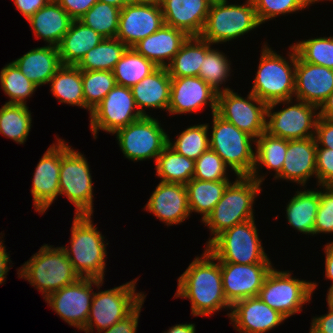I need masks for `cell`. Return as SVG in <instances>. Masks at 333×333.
Here are the masks:
<instances>
[{"label":"cell","instance_id":"obj_1","mask_svg":"<svg viewBox=\"0 0 333 333\" xmlns=\"http://www.w3.org/2000/svg\"><path fill=\"white\" fill-rule=\"evenodd\" d=\"M174 297L188 298L193 316H211L223 308L231 311L223 291L220 262L207 248L179 276Z\"/></svg>","mask_w":333,"mask_h":333},{"label":"cell","instance_id":"obj_2","mask_svg":"<svg viewBox=\"0 0 333 333\" xmlns=\"http://www.w3.org/2000/svg\"><path fill=\"white\" fill-rule=\"evenodd\" d=\"M92 215H75L70 248L62 247L80 278L104 281L107 256L104 238L93 224Z\"/></svg>","mask_w":333,"mask_h":333},{"label":"cell","instance_id":"obj_3","mask_svg":"<svg viewBox=\"0 0 333 333\" xmlns=\"http://www.w3.org/2000/svg\"><path fill=\"white\" fill-rule=\"evenodd\" d=\"M261 184L251 176H237L235 181L229 183L214 209L201 221L208 226L213 236L206 245L224 230L255 219L253 203L262 192Z\"/></svg>","mask_w":333,"mask_h":333},{"label":"cell","instance_id":"obj_4","mask_svg":"<svg viewBox=\"0 0 333 333\" xmlns=\"http://www.w3.org/2000/svg\"><path fill=\"white\" fill-rule=\"evenodd\" d=\"M290 61L264 43L251 93L267 105L291 100L295 93L296 49L290 46ZM290 62V63H289Z\"/></svg>","mask_w":333,"mask_h":333},{"label":"cell","instance_id":"obj_5","mask_svg":"<svg viewBox=\"0 0 333 333\" xmlns=\"http://www.w3.org/2000/svg\"><path fill=\"white\" fill-rule=\"evenodd\" d=\"M21 267L18 277L28 280L42 293L43 298L80 278L62 247L54 248L48 244L40 247Z\"/></svg>","mask_w":333,"mask_h":333},{"label":"cell","instance_id":"obj_6","mask_svg":"<svg viewBox=\"0 0 333 333\" xmlns=\"http://www.w3.org/2000/svg\"><path fill=\"white\" fill-rule=\"evenodd\" d=\"M206 248L219 262L271 263L262 247L254 219L224 230Z\"/></svg>","mask_w":333,"mask_h":333},{"label":"cell","instance_id":"obj_7","mask_svg":"<svg viewBox=\"0 0 333 333\" xmlns=\"http://www.w3.org/2000/svg\"><path fill=\"white\" fill-rule=\"evenodd\" d=\"M211 2L200 37L211 44L229 42L260 26L252 0L242 5Z\"/></svg>","mask_w":333,"mask_h":333},{"label":"cell","instance_id":"obj_8","mask_svg":"<svg viewBox=\"0 0 333 333\" xmlns=\"http://www.w3.org/2000/svg\"><path fill=\"white\" fill-rule=\"evenodd\" d=\"M210 149L215 151L224 163L234 171L235 176H251L255 162L252 142L255 140L217 113L212 114Z\"/></svg>","mask_w":333,"mask_h":333},{"label":"cell","instance_id":"obj_9","mask_svg":"<svg viewBox=\"0 0 333 333\" xmlns=\"http://www.w3.org/2000/svg\"><path fill=\"white\" fill-rule=\"evenodd\" d=\"M85 156L61 139L59 195L75 206V215L93 216V181Z\"/></svg>","mask_w":333,"mask_h":333},{"label":"cell","instance_id":"obj_10","mask_svg":"<svg viewBox=\"0 0 333 333\" xmlns=\"http://www.w3.org/2000/svg\"><path fill=\"white\" fill-rule=\"evenodd\" d=\"M289 271H278L274 267L267 274L258 297L270 308L286 319L302 311L309 303L317 284L293 278Z\"/></svg>","mask_w":333,"mask_h":333},{"label":"cell","instance_id":"obj_11","mask_svg":"<svg viewBox=\"0 0 333 333\" xmlns=\"http://www.w3.org/2000/svg\"><path fill=\"white\" fill-rule=\"evenodd\" d=\"M137 280L95 292L87 324L82 331L93 332L96 326L97 332H101L128 316L146 297L142 292L135 293Z\"/></svg>","mask_w":333,"mask_h":333},{"label":"cell","instance_id":"obj_12","mask_svg":"<svg viewBox=\"0 0 333 333\" xmlns=\"http://www.w3.org/2000/svg\"><path fill=\"white\" fill-rule=\"evenodd\" d=\"M292 100L277 101L267 105L266 117L269 119L266 118V132L286 140L314 137L319 119V112H316L318 107L300 100L291 105ZM280 103L289 104L287 108L273 112Z\"/></svg>","mask_w":333,"mask_h":333},{"label":"cell","instance_id":"obj_13","mask_svg":"<svg viewBox=\"0 0 333 333\" xmlns=\"http://www.w3.org/2000/svg\"><path fill=\"white\" fill-rule=\"evenodd\" d=\"M116 134L119 147L124 156L132 161L156 159L168 145V134L159 121L150 115L119 129Z\"/></svg>","mask_w":333,"mask_h":333},{"label":"cell","instance_id":"obj_14","mask_svg":"<svg viewBox=\"0 0 333 333\" xmlns=\"http://www.w3.org/2000/svg\"><path fill=\"white\" fill-rule=\"evenodd\" d=\"M139 112L131 89L116 85L90 114V129L94 139L99 130L112 135L128 124L140 119Z\"/></svg>","mask_w":333,"mask_h":333},{"label":"cell","instance_id":"obj_15","mask_svg":"<svg viewBox=\"0 0 333 333\" xmlns=\"http://www.w3.org/2000/svg\"><path fill=\"white\" fill-rule=\"evenodd\" d=\"M234 90L218 93L217 114L254 139L266 132L267 104L253 93L243 98Z\"/></svg>","mask_w":333,"mask_h":333},{"label":"cell","instance_id":"obj_16","mask_svg":"<svg viewBox=\"0 0 333 333\" xmlns=\"http://www.w3.org/2000/svg\"><path fill=\"white\" fill-rule=\"evenodd\" d=\"M103 282L94 278H79L73 284L49 294L45 301L61 319L82 331L90 314L94 296L92 286L99 290Z\"/></svg>","mask_w":333,"mask_h":333},{"label":"cell","instance_id":"obj_17","mask_svg":"<svg viewBox=\"0 0 333 333\" xmlns=\"http://www.w3.org/2000/svg\"><path fill=\"white\" fill-rule=\"evenodd\" d=\"M164 17L158 0L128 2L120 11L116 38L127 47L150 36L164 25Z\"/></svg>","mask_w":333,"mask_h":333},{"label":"cell","instance_id":"obj_18","mask_svg":"<svg viewBox=\"0 0 333 333\" xmlns=\"http://www.w3.org/2000/svg\"><path fill=\"white\" fill-rule=\"evenodd\" d=\"M223 291L227 301L258 297L263 282L273 268L271 263L237 264L220 262Z\"/></svg>","mask_w":333,"mask_h":333},{"label":"cell","instance_id":"obj_19","mask_svg":"<svg viewBox=\"0 0 333 333\" xmlns=\"http://www.w3.org/2000/svg\"><path fill=\"white\" fill-rule=\"evenodd\" d=\"M217 101L218 92L200 77L171 78L169 115L196 113L208 103L213 114L217 112Z\"/></svg>","mask_w":333,"mask_h":333},{"label":"cell","instance_id":"obj_20","mask_svg":"<svg viewBox=\"0 0 333 333\" xmlns=\"http://www.w3.org/2000/svg\"><path fill=\"white\" fill-rule=\"evenodd\" d=\"M56 140L57 143H53L40 159L32 179L33 206L41 215L59 195L61 139Z\"/></svg>","mask_w":333,"mask_h":333},{"label":"cell","instance_id":"obj_21","mask_svg":"<svg viewBox=\"0 0 333 333\" xmlns=\"http://www.w3.org/2000/svg\"><path fill=\"white\" fill-rule=\"evenodd\" d=\"M227 316L239 333H265L286 320L282 314L270 308L259 297L235 302Z\"/></svg>","mask_w":333,"mask_h":333},{"label":"cell","instance_id":"obj_22","mask_svg":"<svg viewBox=\"0 0 333 333\" xmlns=\"http://www.w3.org/2000/svg\"><path fill=\"white\" fill-rule=\"evenodd\" d=\"M333 91V69L305 62L296 52L295 100L319 107Z\"/></svg>","mask_w":333,"mask_h":333},{"label":"cell","instance_id":"obj_23","mask_svg":"<svg viewBox=\"0 0 333 333\" xmlns=\"http://www.w3.org/2000/svg\"><path fill=\"white\" fill-rule=\"evenodd\" d=\"M144 209L153 213L167 226L184 222L191 215L185 185L161 181Z\"/></svg>","mask_w":333,"mask_h":333},{"label":"cell","instance_id":"obj_24","mask_svg":"<svg viewBox=\"0 0 333 333\" xmlns=\"http://www.w3.org/2000/svg\"><path fill=\"white\" fill-rule=\"evenodd\" d=\"M165 25L200 36L211 5L210 0H158Z\"/></svg>","mask_w":333,"mask_h":333},{"label":"cell","instance_id":"obj_25","mask_svg":"<svg viewBox=\"0 0 333 333\" xmlns=\"http://www.w3.org/2000/svg\"><path fill=\"white\" fill-rule=\"evenodd\" d=\"M317 144L314 137L287 140V152L282 171L275 179L294 181L305 186L311 176H316Z\"/></svg>","mask_w":333,"mask_h":333},{"label":"cell","instance_id":"obj_26","mask_svg":"<svg viewBox=\"0 0 333 333\" xmlns=\"http://www.w3.org/2000/svg\"><path fill=\"white\" fill-rule=\"evenodd\" d=\"M189 36L182 30L163 25L133 48L157 67H167ZM168 61V62H167Z\"/></svg>","mask_w":333,"mask_h":333},{"label":"cell","instance_id":"obj_27","mask_svg":"<svg viewBox=\"0 0 333 333\" xmlns=\"http://www.w3.org/2000/svg\"><path fill=\"white\" fill-rule=\"evenodd\" d=\"M130 89L137 108L143 116H148L145 108L168 110L171 94V77L167 68L158 67Z\"/></svg>","mask_w":333,"mask_h":333},{"label":"cell","instance_id":"obj_28","mask_svg":"<svg viewBox=\"0 0 333 333\" xmlns=\"http://www.w3.org/2000/svg\"><path fill=\"white\" fill-rule=\"evenodd\" d=\"M27 21L36 38L43 39L49 46L57 47L73 19L55 0H51Z\"/></svg>","mask_w":333,"mask_h":333},{"label":"cell","instance_id":"obj_29","mask_svg":"<svg viewBox=\"0 0 333 333\" xmlns=\"http://www.w3.org/2000/svg\"><path fill=\"white\" fill-rule=\"evenodd\" d=\"M12 62L38 87L49 84L50 79L62 65L58 47L49 45L31 49Z\"/></svg>","mask_w":333,"mask_h":333},{"label":"cell","instance_id":"obj_30","mask_svg":"<svg viewBox=\"0 0 333 333\" xmlns=\"http://www.w3.org/2000/svg\"><path fill=\"white\" fill-rule=\"evenodd\" d=\"M104 37L85 26L79 20H73L68 32L57 46L63 65H77L85 54L96 47Z\"/></svg>","mask_w":333,"mask_h":333},{"label":"cell","instance_id":"obj_31","mask_svg":"<svg viewBox=\"0 0 333 333\" xmlns=\"http://www.w3.org/2000/svg\"><path fill=\"white\" fill-rule=\"evenodd\" d=\"M211 45L213 44L200 36H189L166 67L169 76L171 78L198 76L200 66Z\"/></svg>","mask_w":333,"mask_h":333},{"label":"cell","instance_id":"obj_32","mask_svg":"<svg viewBox=\"0 0 333 333\" xmlns=\"http://www.w3.org/2000/svg\"><path fill=\"white\" fill-rule=\"evenodd\" d=\"M296 191L286 206L288 223L302 234L314 235V223L320 204L319 190Z\"/></svg>","mask_w":333,"mask_h":333},{"label":"cell","instance_id":"obj_33","mask_svg":"<svg viewBox=\"0 0 333 333\" xmlns=\"http://www.w3.org/2000/svg\"><path fill=\"white\" fill-rule=\"evenodd\" d=\"M255 144V162L251 177L262 183L265 176L261 177L258 171L262 165L275 171L274 178L282 171L287 152V140L264 132L255 140Z\"/></svg>","mask_w":333,"mask_h":333},{"label":"cell","instance_id":"obj_34","mask_svg":"<svg viewBox=\"0 0 333 333\" xmlns=\"http://www.w3.org/2000/svg\"><path fill=\"white\" fill-rule=\"evenodd\" d=\"M231 181H204L192 179L186 185L190 213L202 214V221L211 213Z\"/></svg>","mask_w":333,"mask_h":333},{"label":"cell","instance_id":"obj_35","mask_svg":"<svg viewBox=\"0 0 333 333\" xmlns=\"http://www.w3.org/2000/svg\"><path fill=\"white\" fill-rule=\"evenodd\" d=\"M51 92L60 103L85 109L82 71L76 65H61L50 79Z\"/></svg>","mask_w":333,"mask_h":333},{"label":"cell","instance_id":"obj_36","mask_svg":"<svg viewBox=\"0 0 333 333\" xmlns=\"http://www.w3.org/2000/svg\"><path fill=\"white\" fill-rule=\"evenodd\" d=\"M156 175L162 182L186 185L193 179L195 161L177 153L167 145L156 159Z\"/></svg>","mask_w":333,"mask_h":333},{"label":"cell","instance_id":"obj_37","mask_svg":"<svg viewBox=\"0 0 333 333\" xmlns=\"http://www.w3.org/2000/svg\"><path fill=\"white\" fill-rule=\"evenodd\" d=\"M157 68L152 61L139 54L133 47H128L116 63L113 74L117 85L131 88Z\"/></svg>","mask_w":333,"mask_h":333},{"label":"cell","instance_id":"obj_38","mask_svg":"<svg viewBox=\"0 0 333 333\" xmlns=\"http://www.w3.org/2000/svg\"><path fill=\"white\" fill-rule=\"evenodd\" d=\"M128 47L117 38H104L76 65L81 71H113Z\"/></svg>","mask_w":333,"mask_h":333},{"label":"cell","instance_id":"obj_39","mask_svg":"<svg viewBox=\"0 0 333 333\" xmlns=\"http://www.w3.org/2000/svg\"><path fill=\"white\" fill-rule=\"evenodd\" d=\"M27 105L5 103L0 108V134L24 144L31 129V111Z\"/></svg>","mask_w":333,"mask_h":333},{"label":"cell","instance_id":"obj_40","mask_svg":"<svg viewBox=\"0 0 333 333\" xmlns=\"http://www.w3.org/2000/svg\"><path fill=\"white\" fill-rule=\"evenodd\" d=\"M120 11L113 5L97 2L79 21L104 38H116Z\"/></svg>","mask_w":333,"mask_h":333},{"label":"cell","instance_id":"obj_41","mask_svg":"<svg viewBox=\"0 0 333 333\" xmlns=\"http://www.w3.org/2000/svg\"><path fill=\"white\" fill-rule=\"evenodd\" d=\"M0 83L2 90L10 98L6 102L9 104L26 105L25 99L32 96L38 87L13 62L1 69Z\"/></svg>","mask_w":333,"mask_h":333},{"label":"cell","instance_id":"obj_42","mask_svg":"<svg viewBox=\"0 0 333 333\" xmlns=\"http://www.w3.org/2000/svg\"><path fill=\"white\" fill-rule=\"evenodd\" d=\"M208 129L207 123L190 126L177 135L176 141L171 142L168 137V145L182 156L195 161L210 148Z\"/></svg>","mask_w":333,"mask_h":333},{"label":"cell","instance_id":"obj_43","mask_svg":"<svg viewBox=\"0 0 333 333\" xmlns=\"http://www.w3.org/2000/svg\"><path fill=\"white\" fill-rule=\"evenodd\" d=\"M116 85L113 71H82V88L85 109H88L91 114L92 110Z\"/></svg>","mask_w":333,"mask_h":333},{"label":"cell","instance_id":"obj_44","mask_svg":"<svg viewBox=\"0 0 333 333\" xmlns=\"http://www.w3.org/2000/svg\"><path fill=\"white\" fill-rule=\"evenodd\" d=\"M225 53L218 51L217 49L210 48L203 59V63L200 66L198 77L211 86L216 92H222L230 90L229 87H223L221 85L225 83L230 75L231 63L225 57Z\"/></svg>","mask_w":333,"mask_h":333},{"label":"cell","instance_id":"obj_45","mask_svg":"<svg viewBox=\"0 0 333 333\" xmlns=\"http://www.w3.org/2000/svg\"><path fill=\"white\" fill-rule=\"evenodd\" d=\"M293 45L305 62L333 69V36L303 40Z\"/></svg>","mask_w":333,"mask_h":333},{"label":"cell","instance_id":"obj_46","mask_svg":"<svg viewBox=\"0 0 333 333\" xmlns=\"http://www.w3.org/2000/svg\"><path fill=\"white\" fill-rule=\"evenodd\" d=\"M260 24L278 15L294 13L311 5V0H252Z\"/></svg>","mask_w":333,"mask_h":333},{"label":"cell","instance_id":"obj_47","mask_svg":"<svg viewBox=\"0 0 333 333\" xmlns=\"http://www.w3.org/2000/svg\"><path fill=\"white\" fill-rule=\"evenodd\" d=\"M227 165L222 158L210 148L195 160L193 179L204 181L229 180Z\"/></svg>","mask_w":333,"mask_h":333},{"label":"cell","instance_id":"obj_48","mask_svg":"<svg viewBox=\"0 0 333 333\" xmlns=\"http://www.w3.org/2000/svg\"><path fill=\"white\" fill-rule=\"evenodd\" d=\"M322 188L323 192L319 191L320 204L315 218L314 234L333 233V186Z\"/></svg>","mask_w":333,"mask_h":333},{"label":"cell","instance_id":"obj_49","mask_svg":"<svg viewBox=\"0 0 333 333\" xmlns=\"http://www.w3.org/2000/svg\"><path fill=\"white\" fill-rule=\"evenodd\" d=\"M317 186H333V149L317 147Z\"/></svg>","mask_w":333,"mask_h":333},{"label":"cell","instance_id":"obj_50","mask_svg":"<svg viewBox=\"0 0 333 333\" xmlns=\"http://www.w3.org/2000/svg\"><path fill=\"white\" fill-rule=\"evenodd\" d=\"M143 302L144 300L124 319L98 333H136Z\"/></svg>","mask_w":333,"mask_h":333},{"label":"cell","instance_id":"obj_51","mask_svg":"<svg viewBox=\"0 0 333 333\" xmlns=\"http://www.w3.org/2000/svg\"><path fill=\"white\" fill-rule=\"evenodd\" d=\"M314 138L317 147L333 149V120L319 117Z\"/></svg>","mask_w":333,"mask_h":333},{"label":"cell","instance_id":"obj_52","mask_svg":"<svg viewBox=\"0 0 333 333\" xmlns=\"http://www.w3.org/2000/svg\"><path fill=\"white\" fill-rule=\"evenodd\" d=\"M73 20H79L98 0H55Z\"/></svg>","mask_w":333,"mask_h":333},{"label":"cell","instance_id":"obj_53","mask_svg":"<svg viewBox=\"0 0 333 333\" xmlns=\"http://www.w3.org/2000/svg\"><path fill=\"white\" fill-rule=\"evenodd\" d=\"M312 319L309 333H333V307L328 306L327 314Z\"/></svg>","mask_w":333,"mask_h":333},{"label":"cell","instance_id":"obj_54","mask_svg":"<svg viewBox=\"0 0 333 333\" xmlns=\"http://www.w3.org/2000/svg\"><path fill=\"white\" fill-rule=\"evenodd\" d=\"M16 8L26 20L33 16L39 9L45 6L50 0H13Z\"/></svg>","mask_w":333,"mask_h":333},{"label":"cell","instance_id":"obj_55","mask_svg":"<svg viewBox=\"0 0 333 333\" xmlns=\"http://www.w3.org/2000/svg\"><path fill=\"white\" fill-rule=\"evenodd\" d=\"M1 239V237H0ZM3 240H0V285L5 282L7 272H9L8 263L10 264V254L6 252Z\"/></svg>","mask_w":333,"mask_h":333},{"label":"cell","instance_id":"obj_56","mask_svg":"<svg viewBox=\"0 0 333 333\" xmlns=\"http://www.w3.org/2000/svg\"><path fill=\"white\" fill-rule=\"evenodd\" d=\"M325 276L327 279L332 280L331 286H333V242L325 245Z\"/></svg>","mask_w":333,"mask_h":333},{"label":"cell","instance_id":"obj_57","mask_svg":"<svg viewBox=\"0 0 333 333\" xmlns=\"http://www.w3.org/2000/svg\"><path fill=\"white\" fill-rule=\"evenodd\" d=\"M319 117L333 120V91L318 107Z\"/></svg>","mask_w":333,"mask_h":333},{"label":"cell","instance_id":"obj_58","mask_svg":"<svg viewBox=\"0 0 333 333\" xmlns=\"http://www.w3.org/2000/svg\"><path fill=\"white\" fill-rule=\"evenodd\" d=\"M164 333H195V324H176Z\"/></svg>","mask_w":333,"mask_h":333},{"label":"cell","instance_id":"obj_59","mask_svg":"<svg viewBox=\"0 0 333 333\" xmlns=\"http://www.w3.org/2000/svg\"><path fill=\"white\" fill-rule=\"evenodd\" d=\"M98 2H104L120 9H122L128 3L127 0H98Z\"/></svg>","mask_w":333,"mask_h":333},{"label":"cell","instance_id":"obj_60","mask_svg":"<svg viewBox=\"0 0 333 333\" xmlns=\"http://www.w3.org/2000/svg\"><path fill=\"white\" fill-rule=\"evenodd\" d=\"M326 299L328 306L333 307V286H330Z\"/></svg>","mask_w":333,"mask_h":333},{"label":"cell","instance_id":"obj_61","mask_svg":"<svg viewBox=\"0 0 333 333\" xmlns=\"http://www.w3.org/2000/svg\"><path fill=\"white\" fill-rule=\"evenodd\" d=\"M128 2H148V1H155V0H127Z\"/></svg>","mask_w":333,"mask_h":333},{"label":"cell","instance_id":"obj_62","mask_svg":"<svg viewBox=\"0 0 333 333\" xmlns=\"http://www.w3.org/2000/svg\"><path fill=\"white\" fill-rule=\"evenodd\" d=\"M220 1H227V0H210V2H220Z\"/></svg>","mask_w":333,"mask_h":333},{"label":"cell","instance_id":"obj_63","mask_svg":"<svg viewBox=\"0 0 333 333\" xmlns=\"http://www.w3.org/2000/svg\"><path fill=\"white\" fill-rule=\"evenodd\" d=\"M317 1L319 2V1H323V0H311L312 4L315 3V2H317ZM331 1H333V0H331Z\"/></svg>","mask_w":333,"mask_h":333}]
</instances>
